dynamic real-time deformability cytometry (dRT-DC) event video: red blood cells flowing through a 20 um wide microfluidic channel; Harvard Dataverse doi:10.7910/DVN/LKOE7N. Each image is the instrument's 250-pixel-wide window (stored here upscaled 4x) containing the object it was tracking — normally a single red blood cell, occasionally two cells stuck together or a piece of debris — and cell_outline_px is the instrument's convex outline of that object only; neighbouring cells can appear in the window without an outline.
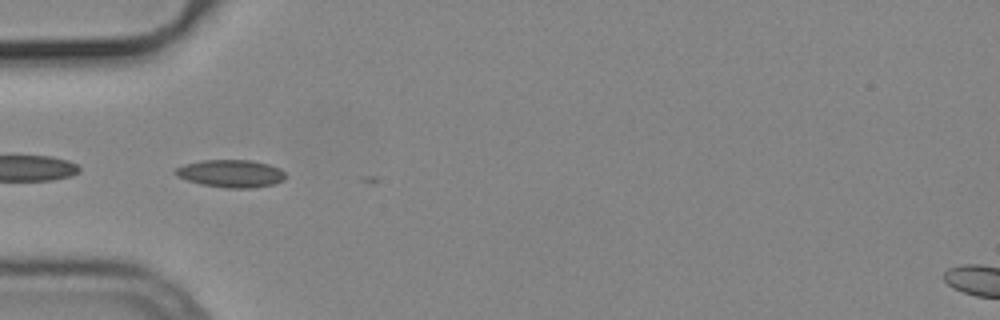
{"species": "common noctule bat (a hibernating species)", "species_latin": "Nyctalus noctula", "temperature_condition": "cold", "stored_images_in_passage": 11, "camera_frame_rate_fps": 3000, "um_per_image_px": 0.085, "animal": {"sex": "male", "body_mass_g": 19.2, "forearm_length_mm": 51.8}, "frame": {"image": 1, "passage_image": 10, "time_ms": 3.0, "image_size_px": [1000, 320], "cell_outline_px": [[284, 180], [272, 184], [252, 188], [228, 188], [204, 184], [188, 180], [180, 176], [176, 172], [176, 168], [200, 160], [252, 160], [268, 164], [280, 168], [284, 172]], "centroid_in_image_um": [19.69, 14.74], "position_along_channel_um": 65.3, "area_um2": 17.28}}